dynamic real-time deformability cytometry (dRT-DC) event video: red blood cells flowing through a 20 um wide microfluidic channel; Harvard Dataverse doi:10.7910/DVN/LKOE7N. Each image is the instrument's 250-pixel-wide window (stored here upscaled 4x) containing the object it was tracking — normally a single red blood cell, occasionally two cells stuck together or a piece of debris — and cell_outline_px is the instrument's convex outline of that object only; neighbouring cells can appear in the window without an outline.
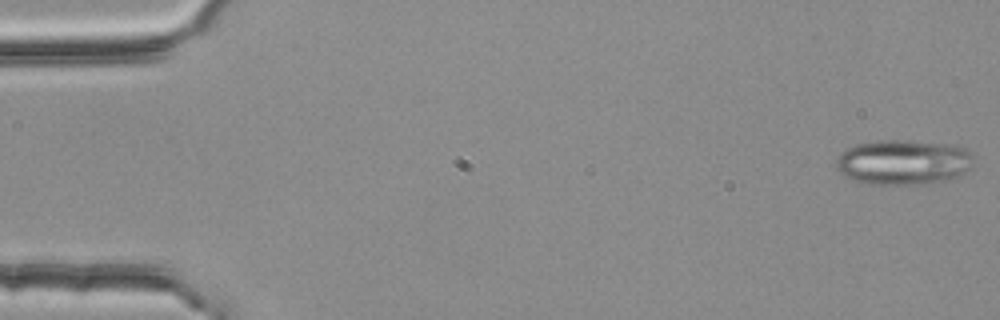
{"species": "common noctule bat (a hibernating species)", "species_latin": "Nyctalus noctula", "temperature_condition": "room temperature", "stored_images_in_passage": 5, "camera_frame_rate_fps": 3000, "um_per_image_px": 0.085, "animal": {"sex": "female", "body_mass_g": 25.1}, "frame": {"image": 1, "passage_image": 1, "time_ms": 0.0, "image_size_px": [1000, 320], "cell_outline_px": [[972, 156], [968, 168], [960, 176], [944, 180], [924, 184], [868, 184], [844, 176], [836, 168], [836, 160], [840, 152], [844, 148], [856, 144], [872, 140], [908, 140], [952, 144], [968, 148]], "centroid_in_image_um": [76.74, 13.76], "position_along_channel_um": 8.3, "area_um2": 36.36}}